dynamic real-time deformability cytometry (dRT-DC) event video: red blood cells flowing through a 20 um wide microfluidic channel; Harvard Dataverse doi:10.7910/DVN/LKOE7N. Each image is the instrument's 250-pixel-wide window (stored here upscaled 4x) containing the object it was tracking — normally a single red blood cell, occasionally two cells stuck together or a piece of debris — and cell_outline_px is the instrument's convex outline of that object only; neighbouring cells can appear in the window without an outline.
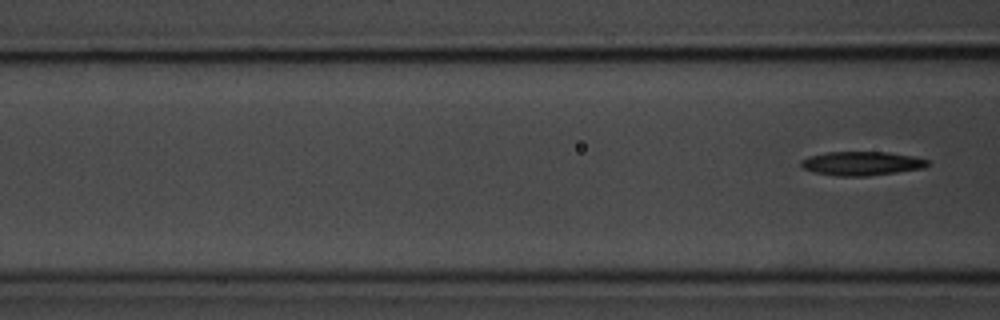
{"species": "common noctule bat (a hibernating species)", "species_latin": "Nyctalus noctula", "temperature_condition": "room temperature", "stored_images_in_passage": 7, "segment_of_instrument_passage": [2, 2], "camera_frame_rate_fps": 3000, "um_per_image_px": 0.085, "animal": {"sex": "male", "body_mass_g": 20.1, "forearm_length_mm": 53.5}, "frame": {"image": 1, "passage_image": 7, "time_ms": 2.0, "image_size_px": [1000, 320], "cell_outline_px": [[932, 164], [924, 168], [868, 176], [836, 176], [812, 172], [800, 168], [800, 160], [808, 156], [828, 152], [888, 152], [912, 156], [928, 160]], "centroid_in_image_um": [73.2, 13.9], "position_along_channel_um": 93.4, "area_um2": 17.86}}